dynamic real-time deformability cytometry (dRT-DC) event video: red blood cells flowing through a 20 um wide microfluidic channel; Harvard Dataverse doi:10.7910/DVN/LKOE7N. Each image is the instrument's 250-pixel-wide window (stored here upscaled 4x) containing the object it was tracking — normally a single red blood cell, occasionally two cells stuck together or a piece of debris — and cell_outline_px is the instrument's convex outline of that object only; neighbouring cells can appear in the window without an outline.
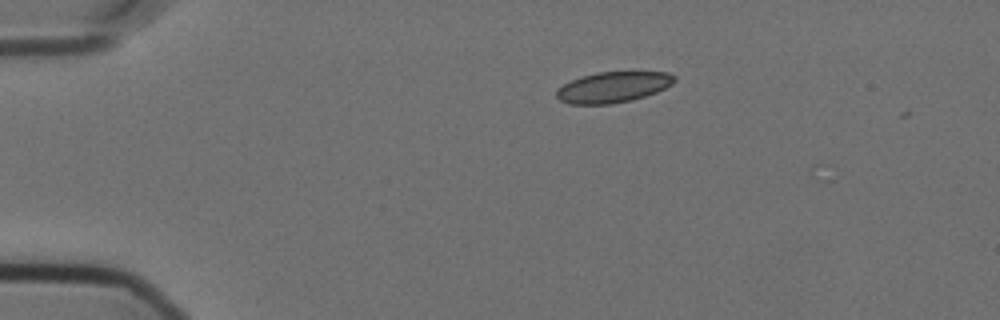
{"species": "Egyptian fruit bat (a non-hibernating species)", "species_latin": "Rousettus aegyptiacus", "temperature_condition": "cold", "stored_images_in_passage": 4, "camera_frame_rate_fps": 3000, "um_per_image_px": 0.085, "animal": {"sex": "female"}, "frame": {"image": 1, "passage_image": 2, "time_ms": 0.333, "image_size_px": [1000, 320], "cell_outline_px": [[676, 80], [672, 84], [656, 92], [632, 100], [612, 104], [568, 104], [560, 100], [556, 96], [556, 92], [564, 84], [580, 76], [596, 72], [668, 72], [676, 76]], "centroid_in_image_um": [52.12, 7.4], "position_along_channel_um": 32.9, "area_um2": 21.1}}